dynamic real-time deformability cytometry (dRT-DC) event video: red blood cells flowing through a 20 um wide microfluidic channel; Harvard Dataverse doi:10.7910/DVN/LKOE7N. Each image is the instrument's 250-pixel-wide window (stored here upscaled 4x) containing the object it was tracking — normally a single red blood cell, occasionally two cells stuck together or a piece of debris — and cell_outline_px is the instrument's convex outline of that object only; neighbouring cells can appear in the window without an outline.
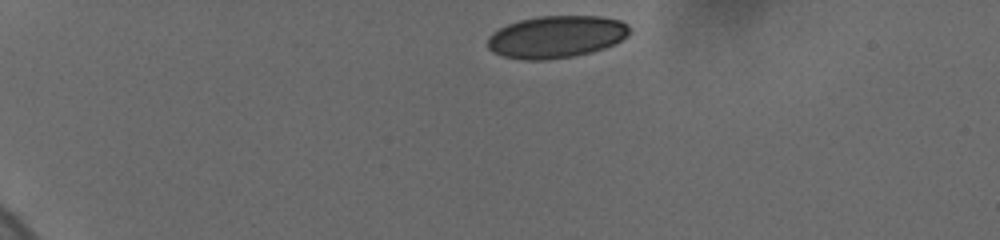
{"species": "human", "species_latin": "Homo sapiens", "temperature_condition": "cold", "stored_images_in_passage": 4, "camera_frame_rate_fps": 3000, "um_per_image_px": 0.085, "donor": {"sex": "female"}, "frame": {"image": 1, "passage_image": 1, "time_ms": 0.0, "image_size_px": [1000, 240], "cell_outline_px": [[632, 32], [628, 36], [616, 44], [592, 52], [576, 56], [548, 60], [520, 60], [500, 56], [492, 52], [488, 48], [488, 36], [492, 32], [508, 24], [520, 20], [540, 16], [600, 16], [620, 20], [628, 24], [632, 28]], "centroid_in_image_um": [47.31, 3.14], "position_along_channel_um": 37.7, "area_um2": 35.55}}
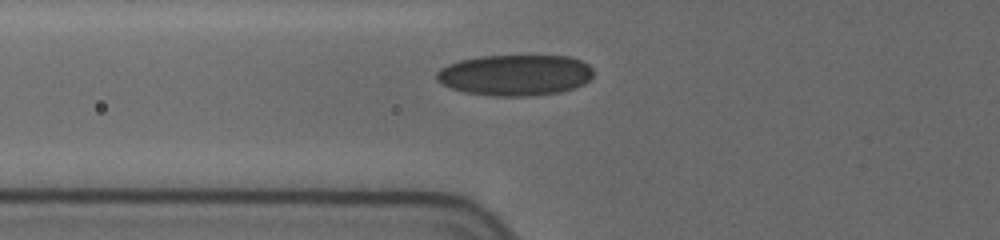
{"frame": {"image": 2, "passage_image": 4, "time_ms": 3.333, "image_size_px": [1000, 240], "cell_outline_px": [[592, 76], [584, 84], [576, 88], [560, 92], [528, 96], [492, 96], [464, 92], [452, 88], [436, 80], [436, 72], [440, 68], [448, 64], [460, 60], [480, 56], [568, 56], [580, 60], [588, 64], [592, 68]], "centroid_in_image_um": [43.79, 6.38], "position_along_channel_um": 82.0, "area_um2": 37.51}}